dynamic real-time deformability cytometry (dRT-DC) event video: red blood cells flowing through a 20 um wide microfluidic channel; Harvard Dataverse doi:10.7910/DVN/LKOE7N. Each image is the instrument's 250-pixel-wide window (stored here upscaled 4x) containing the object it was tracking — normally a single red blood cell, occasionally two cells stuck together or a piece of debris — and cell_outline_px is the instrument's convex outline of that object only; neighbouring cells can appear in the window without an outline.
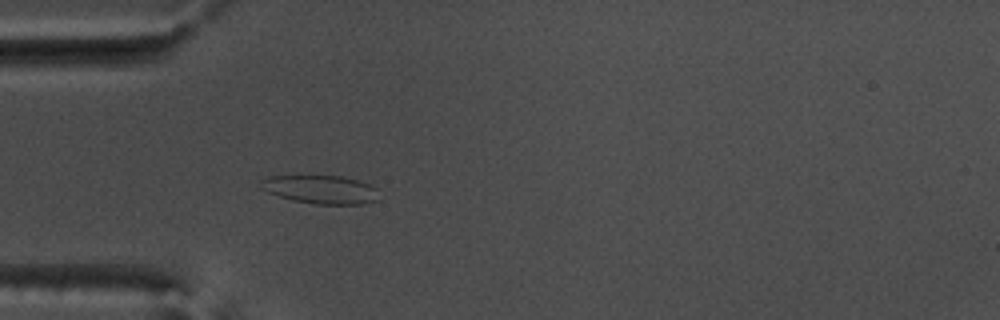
{"species": "common noctule bat (a hibernating species)", "species_latin": "Nyctalus noctula", "temperature_condition": "warm", "stored_images_in_passage": 55, "camera_frame_rate_fps": 3000, "um_per_image_px": 0.085, "animal": {"sex": "male", "body_mass_g": 17.5, "forearm_length_mm": 52.3}, "frame": {"image": 1, "passage_image": 17, "time_ms": 5.333, "image_size_px": [1000, 320], "cell_outline_px": [[380, 200], [364, 204], [316, 204], [292, 200], [268, 192], [260, 188], [260, 180], [268, 176], [296, 172], [344, 176], [372, 184], [376, 188]], "centroid_in_image_um": [27.22, 16.04], "position_along_channel_um": 57.8, "area_um2": 20.87}}
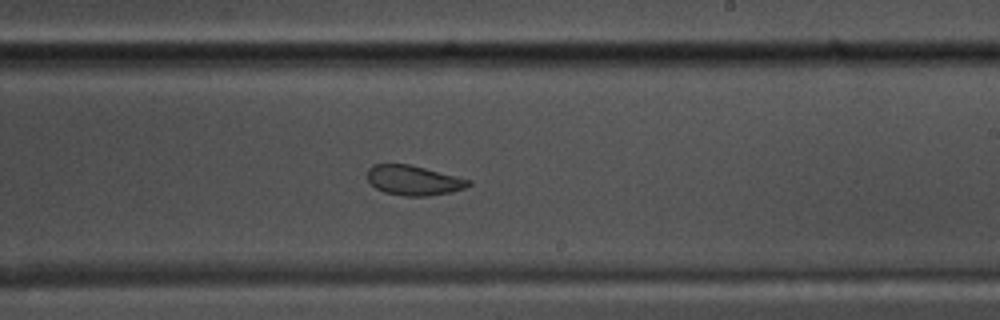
{"frame": {"image": 2, "passage_image": 33, "time_ms": 10.667, "image_size_px": [1000, 320], "cell_outline_px": [[472, 184], [464, 188], [452, 192], [428, 196], [404, 196], [384, 192], [376, 188], [368, 180], [368, 168], [372, 164], [408, 164], [472, 180]], "centroid_in_image_um": [35.16, 15.33], "position_along_channel_um": 253.8, "area_um2": 17.51}}
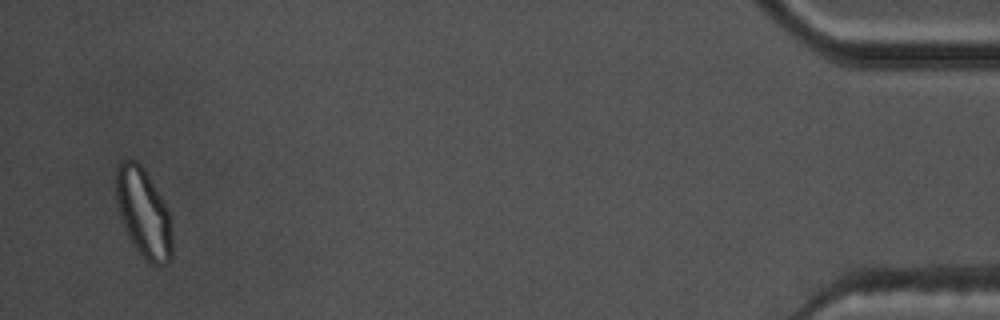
{"frame": {"image": 3, "passage_image": 53, "time_ms": 17.333, "image_size_px": [1000, 320], "cell_outline_px": [[172, 260], [168, 264], [148, 264], [144, 260], [136, 248], [124, 228], [120, 216], [116, 200], [116, 168], [120, 160], [136, 160], [144, 168], [156, 188], [168, 212], [172, 232]], "centroid_in_image_um": [12.2, 18.12], "position_along_channel_um": 423.0, "area_um2": 29.13}, "authors_computed_cell_mechanics": {"area_um2": 21.964, "velocity_mm_per_s": 3.7708, "shape_relaxation_time_tau1_ms": 7.1681, "shape_relaxation_time_tau2_ms": 1.2242, "deformation_change_tau1": 0.1686, "deformation_change_tau2": 0.0696}}